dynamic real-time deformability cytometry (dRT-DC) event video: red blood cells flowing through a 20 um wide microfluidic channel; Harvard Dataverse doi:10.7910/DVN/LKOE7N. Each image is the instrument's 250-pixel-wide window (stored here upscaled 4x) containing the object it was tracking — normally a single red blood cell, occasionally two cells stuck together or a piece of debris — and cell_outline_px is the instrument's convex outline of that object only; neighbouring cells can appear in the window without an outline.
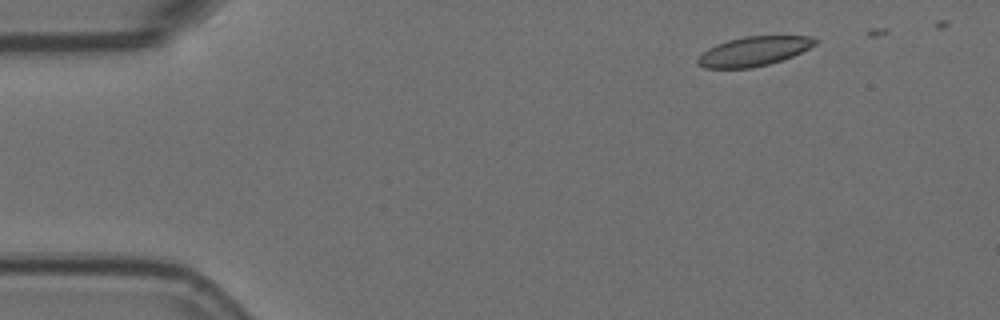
{"species": "Egyptian fruit bat (a non-hibernating species)", "species_latin": "Rousettus aegyptiacus", "temperature_condition": "room temperature", "stored_images_in_passage": 4, "camera_frame_rate_fps": 3000, "um_per_image_px": 0.085, "animal": {"sex": "female"}, "frame": {"image": 1, "passage_image": 2, "time_ms": 0.333, "image_size_px": [1000, 320], "cell_outline_px": [[816, 44], [792, 56], [768, 64], [752, 68], [704, 68], [696, 60], [708, 48], [716, 44], [728, 40], [744, 36], [812, 36], [816, 40]], "centroid_in_image_um": [64.06, 4.35], "position_along_channel_um": 20.9, "area_um2": 19.83}}
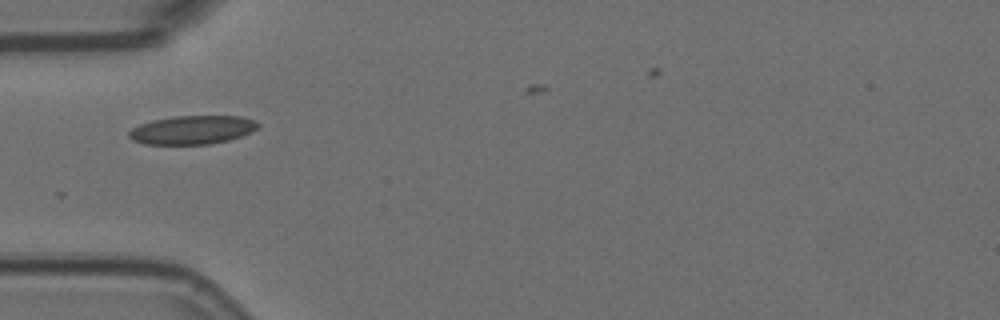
{"frame": {"image": 2, "passage_image": 4, "time_ms": 1.0, "image_size_px": [1000, 320], "cell_outline_px": [[260, 124], [252, 132], [228, 140], [208, 144], [144, 144], [132, 140], [128, 136], [128, 132], [132, 128], [140, 124], [152, 120], [172, 116], [240, 116], [256, 120]], "centroid_in_image_um": [16.33, 11.03], "position_along_channel_um": 68.7, "area_um2": 21.56}}